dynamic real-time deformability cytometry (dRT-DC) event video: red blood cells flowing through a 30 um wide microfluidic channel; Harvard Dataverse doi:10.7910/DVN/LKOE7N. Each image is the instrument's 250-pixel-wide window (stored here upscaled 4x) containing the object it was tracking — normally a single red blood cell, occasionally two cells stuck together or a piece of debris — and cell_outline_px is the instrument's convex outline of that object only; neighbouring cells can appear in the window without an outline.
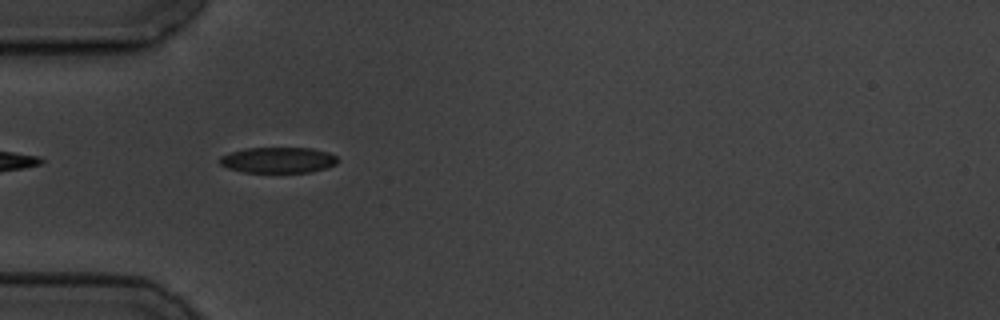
{"species": "common noctule bat (a hibernating species)", "species_latin": "Nyctalus noctula", "temperature_condition": "cold", "stored_images_in_passage": 2, "camera_frame_rate_fps": 3000, "um_per_image_px": 0.085, "animal": {"sex": "male", "body_mass_g": 19.5, "forearm_length_mm": 54.6}, "frame": {"image": 1, "passage_image": 1, "time_ms": 0.0, "image_size_px": [1000, 320], "cell_outline_px": [[340, 160], [336, 164], [328, 168], [312, 172], [244, 172], [228, 168], [220, 164], [220, 156], [232, 152], [248, 148], [312, 148], [328, 152], [336, 156]], "centroid_in_image_um": [23.7, 13.61], "position_along_channel_um": 61.3, "area_um2": 17.74}}
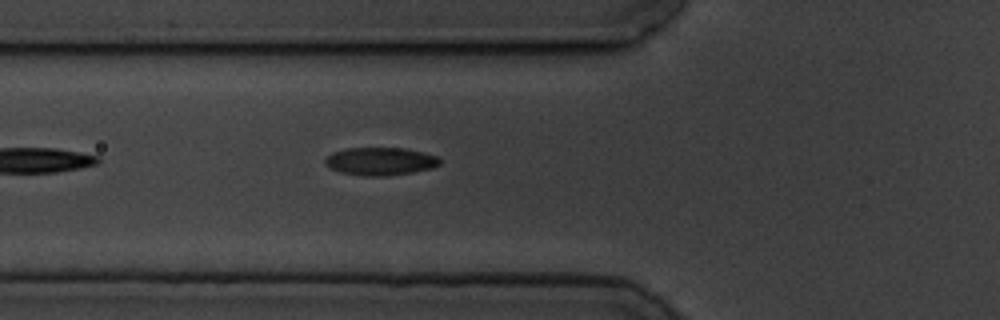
{"frame": {"image": 2, "passage_image": 2, "time_ms": 1.0, "image_size_px": [1000, 320], "cell_outline_px": [[440, 164], [432, 168], [412, 172], [388, 176], [364, 176], [340, 172], [324, 164], [324, 156], [332, 152], [348, 148], [404, 148], [424, 152], [436, 156], [440, 160]], "centroid_in_image_um": [32.3, 13.71], "position_along_channel_um": 93.5, "area_um2": 18.73}}